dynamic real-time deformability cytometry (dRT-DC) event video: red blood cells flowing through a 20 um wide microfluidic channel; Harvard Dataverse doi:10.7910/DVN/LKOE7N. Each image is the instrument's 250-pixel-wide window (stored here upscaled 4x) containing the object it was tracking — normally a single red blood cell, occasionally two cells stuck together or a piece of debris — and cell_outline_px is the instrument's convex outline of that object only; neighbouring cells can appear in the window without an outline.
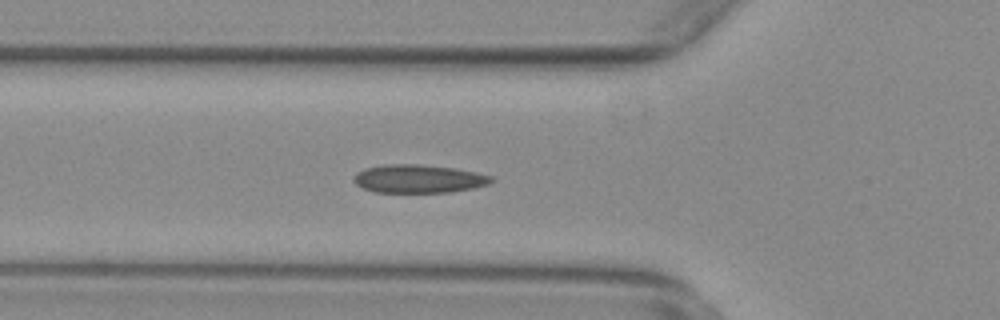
{"species": "common noctule bat (a hibernating species)", "species_latin": "Nyctalus noctula", "temperature_condition": "warm", "stored_images_in_passage": 56, "camera_frame_rate_fps": 3000, "um_per_image_px": 0.085, "animal": {"sex": "female", "body_mass_g": 29.2, "forearm_length_mm": 56.3}, "frame": {"image": 1, "passage_image": 19, "time_ms": 6.0, "image_size_px": [1000, 320], "cell_outline_px": [[492, 180], [488, 184], [472, 188], [452, 192], [372, 192], [356, 184], [352, 180], [356, 172], [364, 168], [384, 164], [416, 164], [452, 168], [492, 176]], "centroid_in_image_um": [35.5, 15.2], "position_along_channel_um": 90.3, "area_um2": 22.48}}
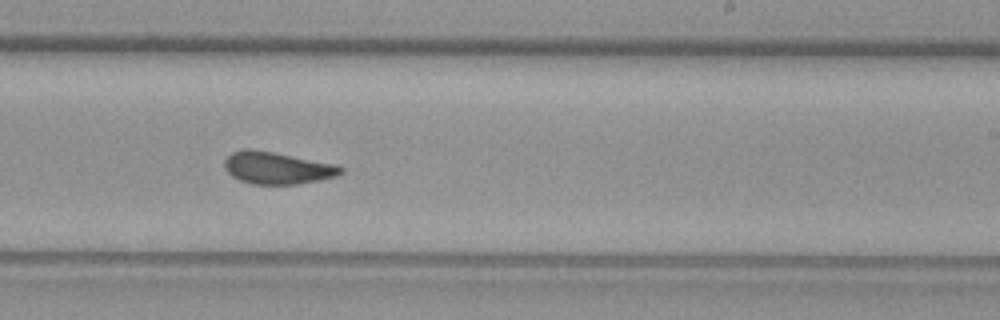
{"frame": {"image": 2, "passage_image": 33, "time_ms": 10.667, "image_size_px": [1000, 320], "cell_outline_px": [[344, 172], [336, 176], [320, 180], [296, 184], [252, 184], [240, 180], [232, 176], [224, 168], [224, 160], [232, 152], [244, 148], [248, 148], [272, 152], [336, 164], [344, 168]], "centroid_in_image_um": [23.56, 14.27], "position_along_channel_um": 265.4, "area_um2": 21.73}}
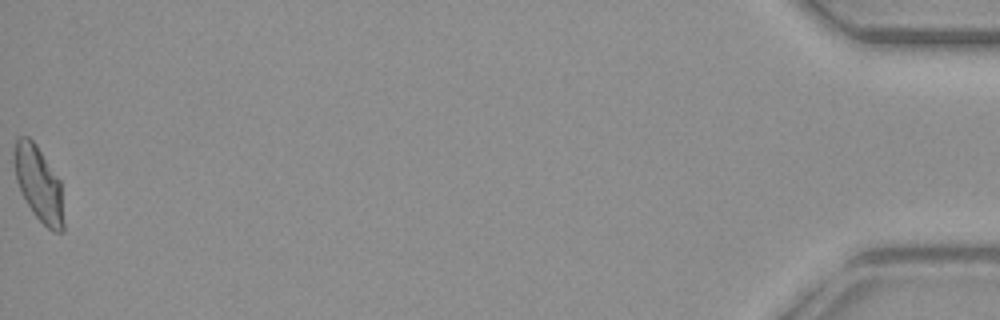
{"frame": {"image": 3, "passage_image": 55, "time_ms": 18.0, "image_size_px": [1000, 320], "cell_outline_px": [[64, 232], [52, 232], [32, 212], [20, 192], [16, 180], [12, 160], [12, 148], [16, 136], [28, 136], [36, 144], [60, 180], [64, 224]], "centroid_in_image_um": [3.24, 15.58], "position_along_channel_um": 432.0, "area_um2": 22.08}, "authors_computed_cell_mechanics": {"area_um2": 21.7328, "velocity_mm_per_s": 3.7566, "shape_relaxation_time_tau1_ms": null, "shape_relaxation_time_tau2_ms": 1.7726, "deformation_change_tau1": null, "deformation_change_tau2": 0.0749}}